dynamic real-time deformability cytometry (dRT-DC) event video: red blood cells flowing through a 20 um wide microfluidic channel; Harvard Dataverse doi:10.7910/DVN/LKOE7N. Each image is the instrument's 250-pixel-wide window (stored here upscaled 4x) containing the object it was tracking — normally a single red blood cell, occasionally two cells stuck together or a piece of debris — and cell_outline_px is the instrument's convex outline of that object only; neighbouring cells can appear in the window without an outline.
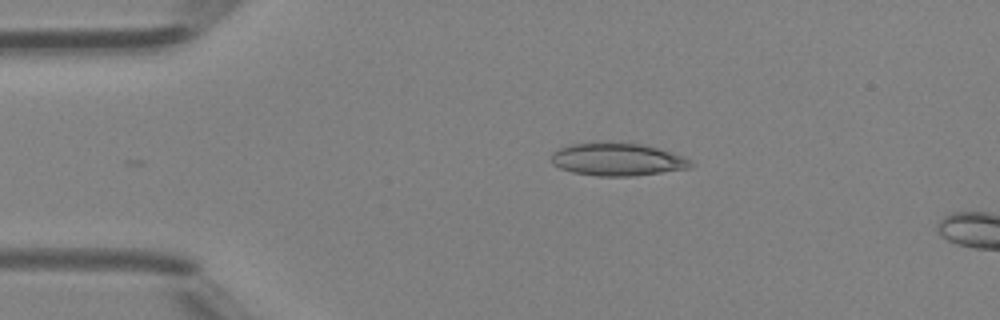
{"species": "Egyptian fruit bat (a non-hibernating species)", "species_latin": "Rousettus aegyptiacus", "temperature_condition": "room temperature", "stored_images_in_passage": 4, "camera_frame_rate_fps": 3000, "um_per_image_px": 0.085, "animal": {"sex": "female"}, "frame": {"image": 1, "passage_image": 1, "time_ms": 0.0, "image_size_px": [1000, 320], "cell_outline_px": [[692, 168], [632, 176], [596, 176], [572, 172], [560, 168], [552, 164], [552, 152], [560, 148], [572, 144], [640, 144], [672, 152], [684, 156], [692, 160]], "centroid_in_image_um": [52.51, 13.58], "position_along_channel_um": 32.5, "area_um2": 26.07}}